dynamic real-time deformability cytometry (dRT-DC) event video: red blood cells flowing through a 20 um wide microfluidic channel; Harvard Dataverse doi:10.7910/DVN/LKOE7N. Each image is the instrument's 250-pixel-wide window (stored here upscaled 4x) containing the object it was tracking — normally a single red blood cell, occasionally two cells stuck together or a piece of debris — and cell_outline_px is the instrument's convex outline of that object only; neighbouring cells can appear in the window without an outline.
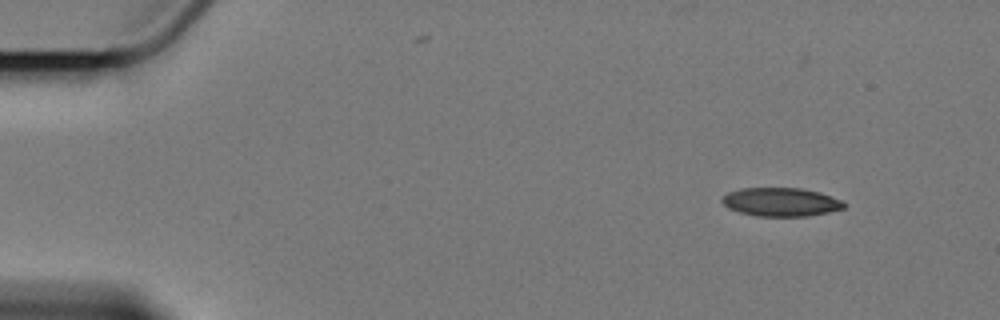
{"species": "Egyptian fruit bat (a non-hibernating species)", "species_latin": "Rousettus aegyptiacus", "temperature_condition": "cold", "stored_images_in_passage": 4, "camera_frame_rate_fps": 3000, "um_per_image_px": 0.085, "animal": {"sex": "female"}, "frame": {"image": 1, "passage_image": 1, "time_ms": 0.0, "image_size_px": [1000, 320], "cell_outline_px": [[848, 204], [844, 208], [828, 212], [808, 216], [756, 216], [740, 212], [728, 208], [720, 200], [728, 192], [740, 188], [800, 188], [820, 192], [844, 200]], "centroid_in_image_um": [66.42, 17.16], "position_along_channel_um": 18.6, "area_um2": 20.46}}
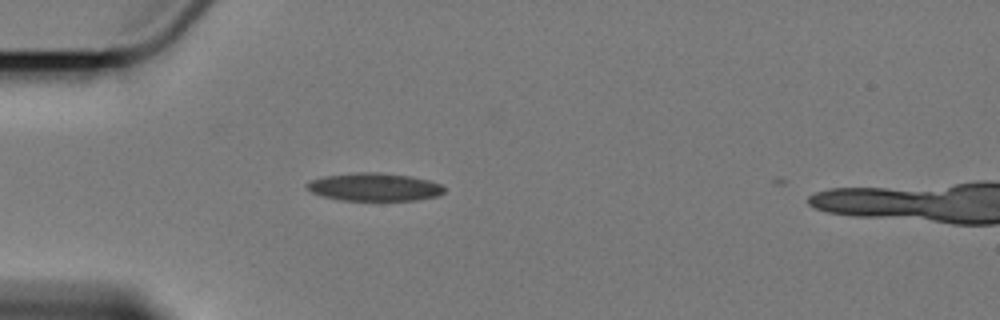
{"frame": {"image": 2, "passage_image": 4, "time_ms": 3.667, "image_size_px": [1000, 320], "cell_outline_px": [[444, 192], [436, 196], [416, 200], [340, 200], [324, 196], [312, 192], [304, 184], [308, 180], [324, 176], [356, 172], [380, 172], [412, 176], [428, 180], [440, 184], [444, 188]], "centroid_in_image_um": [31.79, 15.88], "position_along_channel_um": 53.2, "area_um2": 22.37}}